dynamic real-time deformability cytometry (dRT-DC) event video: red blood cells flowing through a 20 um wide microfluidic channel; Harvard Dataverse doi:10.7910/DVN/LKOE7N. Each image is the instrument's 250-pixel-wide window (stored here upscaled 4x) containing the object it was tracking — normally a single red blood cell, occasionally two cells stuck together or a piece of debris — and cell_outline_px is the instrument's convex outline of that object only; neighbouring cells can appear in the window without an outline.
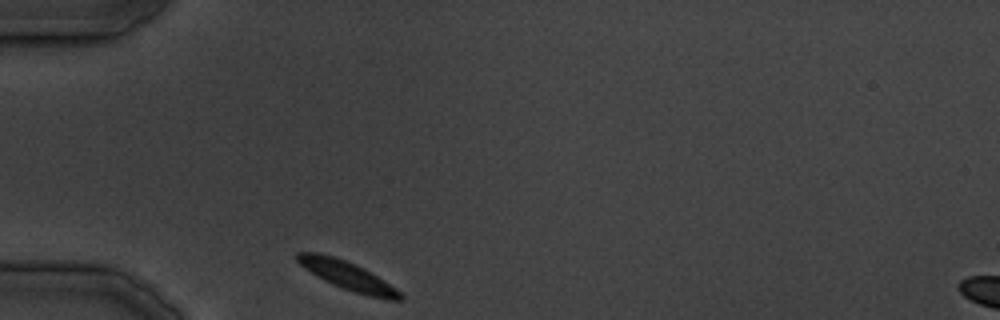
{"species": "common noctule bat (a hibernating species)", "species_latin": "Nyctalus noctula", "temperature_condition": "cold", "stored_images_in_passage": 23, "camera_frame_rate_fps": 3000, "um_per_image_px": 0.085, "animal": {"sex": "male", "body_mass_g": 19.5, "forearm_length_mm": 54.6}, "frame": {"image": 1, "passage_image": 1, "time_ms": 0.0, "image_size_px": [1000, 320], "cell_outline_px": [[404, 300], [388, 300], [368, 296], [332, 284], [316, 276], [304, 268], [296, 260], [296, 252], [316, 252], [332, 256], [344, 260], [384, 280], [396, 288], [404, 296]], "centroid_in_image_um": [29.53, 23.45], "position_along_channel_um": 55.5, "area_um2": 16.7}}
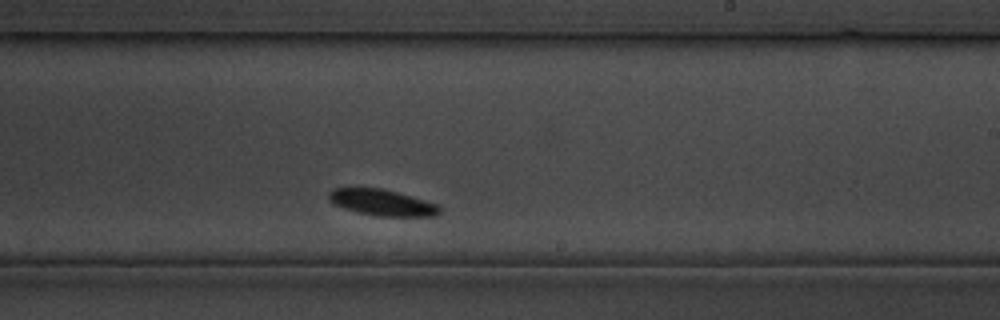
{"frame": {"image": 2, "passage_image": 14, "time_ms": 16.0, "image_size_px": [1000, 320], "cell_outline_px": [[440, 212], [436, 216], [376, 216], [356, 212], [344, 208], [328, 200], [328, 192], [332, 188], [380, 188], [412, 196], [436, 204], [440, 208]], "centroid_in_image_um": [32.45, 17.22], "position_along_channel_um": 256.6, "area_um2": 16.82}}